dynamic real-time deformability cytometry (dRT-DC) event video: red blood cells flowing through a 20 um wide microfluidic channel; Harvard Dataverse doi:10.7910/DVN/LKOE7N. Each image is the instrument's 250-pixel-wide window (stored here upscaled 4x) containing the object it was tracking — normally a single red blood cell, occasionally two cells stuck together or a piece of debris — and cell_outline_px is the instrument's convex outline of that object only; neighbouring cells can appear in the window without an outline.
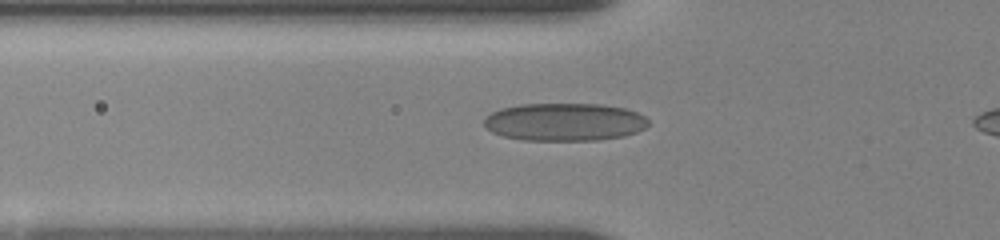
{"species": "human", "species_latin": "Homo sapiens", "temperature_condition": "room temperature", "stored_images_in_passage": 13, "camera_frame_rate_fps": 3000, "um_per_image_px": 0.085, "donor": {"sex": "female"}, "frame": {"image": 1, "passage_image": 8, "time_ms": 3.667, "image_size_px": [1000, 240], "cell_outline_px": [[648, 124], [644, 128], [636, 132], [624, 136], [596, 140], [524, 140], [504, 136], [492, 132], [484, 124], [484, 120], [492, 112], [500, 108], [520, 104], [600, 104], [624, 108], [636, 112], [644, 116], [648, 120]], "centroid_in_image_um": [47.99, 10.36], "position_along_channel_um": 77.8, "area_um2": 36.07}}
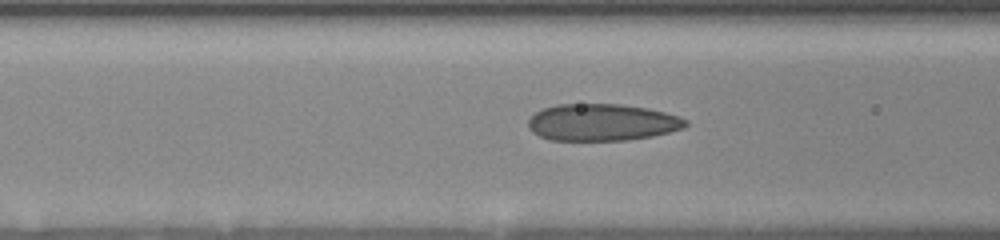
{"frame": {"image": 2, "passage_image": 10, "time_ms": 4.667, "image_size_px": [1000, 240], "cell_outline_px": [[688, 124], [684, 128], [652, 136], [628, 140], [548, 140], [532, 132], [528, 128], [528, 120], [536, 112], [544, 108], [556, 104], [620, 104], [648, 108], [664, 112], [688, 120]], "centroid_in_image_um": [51.16, 10.4], "position_along_channel_um": 115.4, "area_um2": 33.87}}
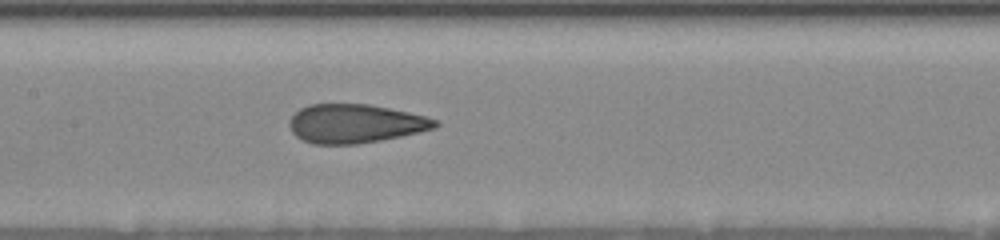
{"frame": {"image": 3, "passage_image": 13, "time_ms": 6.333, "image_size_px": [1000, 240], "cell_outline_px": [[440, 124], [436, 128], [420, 132], [380, 140], [356, 144], [312, 144], [296, 136], [292, 132], [288, 124], [288, 120], [300, 108], [308, 104], [368, 104], [408, 112], [440, 120]], "centroid_in_image_um": [30.19, 10.5], "position_along_channel_um": 177.2, "area_um2": 33.0}}